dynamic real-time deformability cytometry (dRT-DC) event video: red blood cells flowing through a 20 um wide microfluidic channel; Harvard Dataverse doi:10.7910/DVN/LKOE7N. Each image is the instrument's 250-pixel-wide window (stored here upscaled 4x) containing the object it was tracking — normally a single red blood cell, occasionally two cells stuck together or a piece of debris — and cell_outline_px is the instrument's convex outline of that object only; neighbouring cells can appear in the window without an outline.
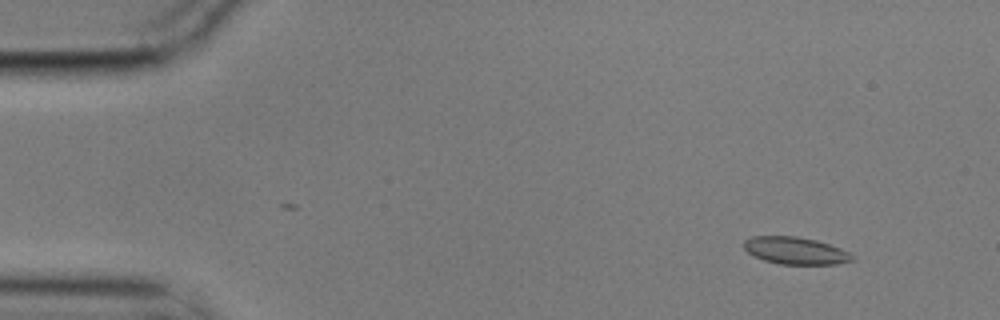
{"species": "common noctule bat (a hibernating species)", "species_latin": "Nyctalus noctula", "temperature_condition": "cold", "stored_images_in_passage": 4, "camera_frame_rate_fps": 3000, "um_per_image_px": 0.085, "animal": {"sex": "male", "body_mass_g": 17.9}, "frame": {"image": 1, "passage_image": 1, "time_ms": 0.0, "image_size_px": [1000, 320], "cell_outline_px": [[856, 260], [836, 264], [780, 264], [764, 260], [748, 252], [744, 248], [744, 240], [752, 236], [796, 236], [816, 240], [840, 248], [856, 256]], "centroid_in_image_um": [67.65, 21.3], "position_along_channel_um": 17.4, "area_um2": 17.17}}
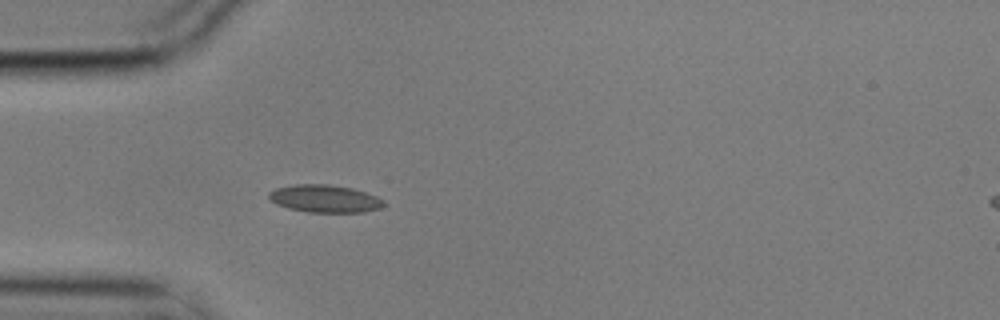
{"frame": {"image": 2, "passage_image": 4, "time_ms": 1.0, "image_size_px": [1000, 320], "cell_outline_px": [[384, 204], [380, 208], [364, 212], [308, 212], [288, 208], [276, 204], [268, 196], [268, 192], [276, 188], [296, 184], [328, 184], [352, 188], [376, 196]], "centroid_in_image_um": [27.56, 16.88], "position_along_channel_um": 57.4, "area_um2": 18.26}}